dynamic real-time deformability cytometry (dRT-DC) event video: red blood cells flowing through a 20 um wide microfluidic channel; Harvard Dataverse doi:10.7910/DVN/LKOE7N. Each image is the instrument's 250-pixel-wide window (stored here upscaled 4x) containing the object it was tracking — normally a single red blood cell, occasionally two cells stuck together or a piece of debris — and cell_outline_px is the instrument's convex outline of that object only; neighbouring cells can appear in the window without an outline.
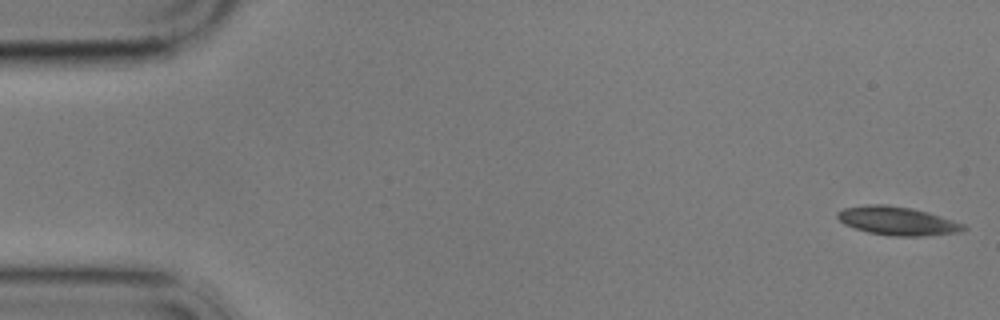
{"species": "common noctule bat (a hibernating species)", "species_latin": "Nyctalus noctula", "temperature_condition": "cold", "stored_images_in_passage": 6, "camera_frame_rate_fps": 3000, "um_per_image_px": 0.085, "animal": {"sex": "male", "body_mass_g": 17.9}, "frame": {"image": 1, "passage_image": 1, "time_ms": 0.0, "image_size_px": [1000, 320], "cell_outline_px": [[968, 228], [964, 232], [924, 236], [888, 236], [868, 232], [844, 224], [836, 216], [836, 212], [844, 208], [868, 204], [888, 204], [912, 208], [928, 212], [964, 224]], "centroid_in_image_um": [76.3, 18.78], "position_along_channel_um": 8.7, "area_um2": 21.15}}